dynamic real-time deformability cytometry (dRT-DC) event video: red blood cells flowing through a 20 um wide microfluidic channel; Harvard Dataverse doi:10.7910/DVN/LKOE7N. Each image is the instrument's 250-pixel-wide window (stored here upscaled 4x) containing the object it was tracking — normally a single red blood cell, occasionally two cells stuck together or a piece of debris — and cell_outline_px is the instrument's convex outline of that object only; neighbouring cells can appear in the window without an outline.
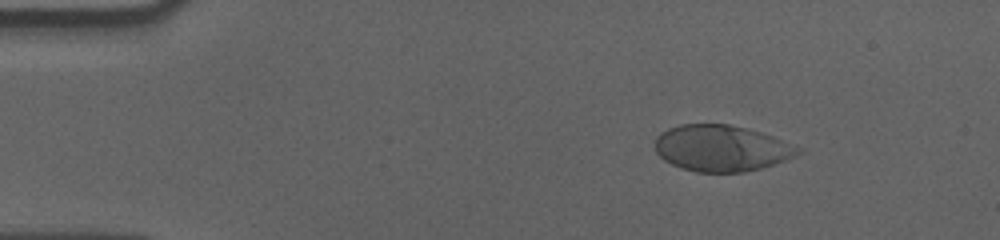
{"species": "human", "species_latin": "Homo sapiens", "temperature_condition": "cold", "stored_images_in_passage": 50, "camera_frame_rate_fps": 3000, "um_per_image_px": 0.085, "donor": {"sex": "male"}, "frame": {"image": 1, "passage_image": 1, "time_ms": 0.0, "image_size_px": [1000, 240], "cell_outline_px": [[804, 152], [796, 156], [760, 168], [744, 172], [696, 172], [672, 164], [664, 160], [656, 152], [656, 136], [660, 132], [668, 128], [680, 124], [728, 124], [760, 132], [772, 136], [800, 148]], "centroid_in_image_um": [61.3, 12.59], "position_along_channel_um": 23.7, "area_um2": 38.26}}
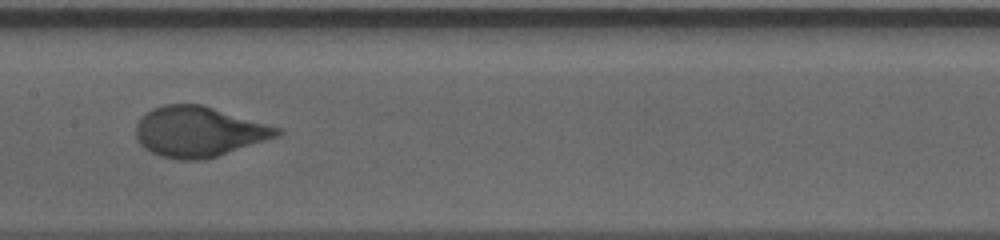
{"frame": {"image": 2, "passage_image": 22, "time_ms": 7.0, "image_size_px": [1000, 240], "cell_outline_px": [[284, 132], [280, 136], [204, 160], [180, 160], [160, 156], [144, 148], [136, 140], [136, 124], [152, 108], [164, 104], [204, 104], [284, 128]], "centroid_in_image_um": [16.96, 11.18], "position_along_channel_um": 190.4, "area_um2": 41.91}}
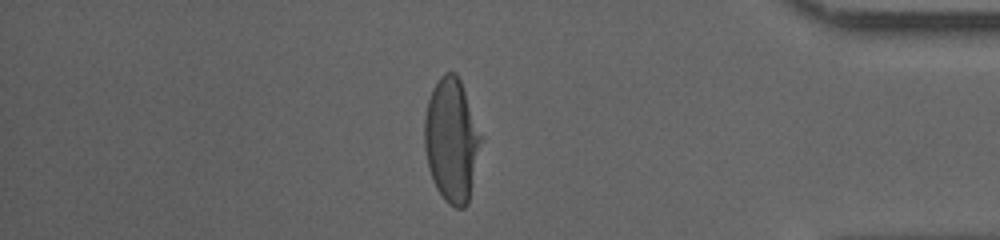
{"frame": {"image": 3, "passage_image": 42, "time_ms": 13.667, "image_size_px": [1000, 240], "cell_outline_px": [[480, 140], [468, 204], [464, 208], [456, 208], [448, 204], [444, 200], [436, 188], [432, 180], [428, 168], [424, 148], [424, 120], [428, 100], [432, 88], [440, 76], [444, 72], [456, 72], [460, 80], [480, 136]], "centroid_in_image_um": [38.32, 11.93], "position_along_channel_um": 396.9, "area_um2": 39.94}, "authors_computed_cell_mechanics": {"area_um2": 41.2403, "velocity_mm_per_s": 3.5478, "shape_relaxation_time_tau1_ms": 4.3335, "shape_relaxation_time_tau2_ms": null, "deformation_change_tau1": 0.1893, "deformation_change_tau2": null}}